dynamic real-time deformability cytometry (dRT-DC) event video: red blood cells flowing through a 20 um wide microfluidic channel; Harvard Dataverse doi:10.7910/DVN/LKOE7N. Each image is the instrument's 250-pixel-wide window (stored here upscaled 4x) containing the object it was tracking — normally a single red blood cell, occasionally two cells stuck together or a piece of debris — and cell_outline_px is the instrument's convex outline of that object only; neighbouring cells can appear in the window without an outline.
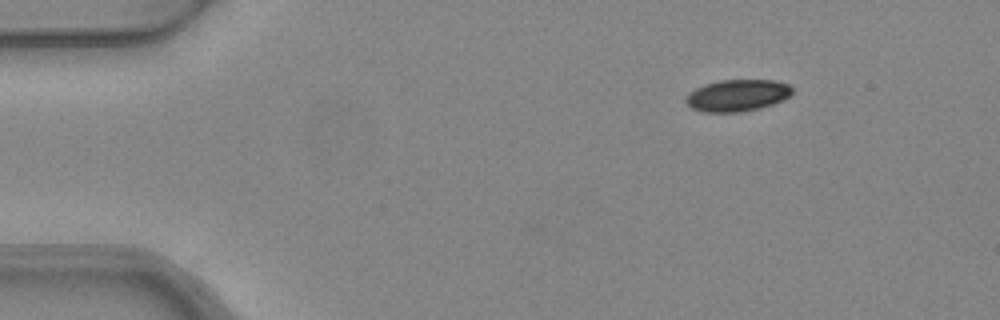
{"species": "common noctule bat (a hibernating species)", "species_latin": "Nyctalus noctula", "temperature_condition": "warm", "stored_images_in_passage": 4, "camera_frame_rate_fps": 3000, "um_per_image_px": 0.085, "animal": {"sex": "female", "body_mass_g": 24.6, "forearm_length_mm": 56.2}, "frame": {"image": 1, "passage_image": 1, "time_ms": 0.0, "image_size_px": [1000, 320], "cell_outline_px": [[792, 92], [784, 100], [760, 108], [740, 112], [704, 112], [692, 108], [684, 100], [688, 92], [704, 84], [720, 80], [772, 80], [788, 84], [792, 88]], "centroid_in_image_um": [62.65, 8.11], "position_along_channel_um": 22.4, "area_um2": 19.71}}
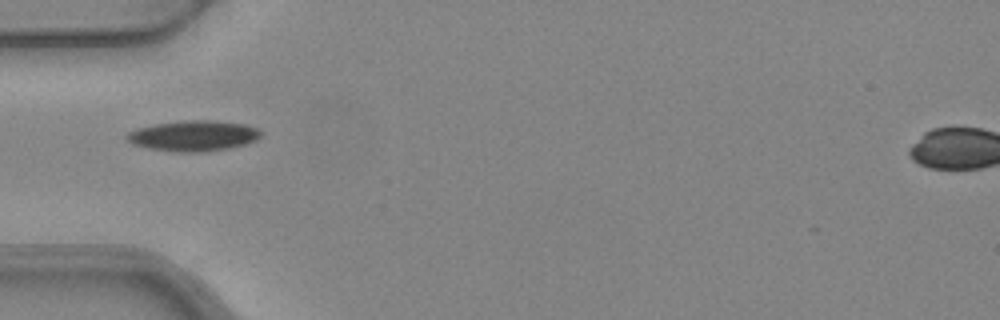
{"frame": {"image": 2, "passage_image": 4, "time_ms": 1.0, "image_size_px": [1000, 320], "cell_outline_px": [[260, 136], [256, 140], [232, 148], [208, 152], [172, 152], [148, 148], [132, 144], [124, 136], [128, 132], [136, 128], [156, 124], [192, 120], [212, 120], [244, 124], [256, 128], [260, 132]], "centroid_in_image_um": [16.42, 11.56], "position_along_channel_um": 68.6, "area_um2": 23.93}}